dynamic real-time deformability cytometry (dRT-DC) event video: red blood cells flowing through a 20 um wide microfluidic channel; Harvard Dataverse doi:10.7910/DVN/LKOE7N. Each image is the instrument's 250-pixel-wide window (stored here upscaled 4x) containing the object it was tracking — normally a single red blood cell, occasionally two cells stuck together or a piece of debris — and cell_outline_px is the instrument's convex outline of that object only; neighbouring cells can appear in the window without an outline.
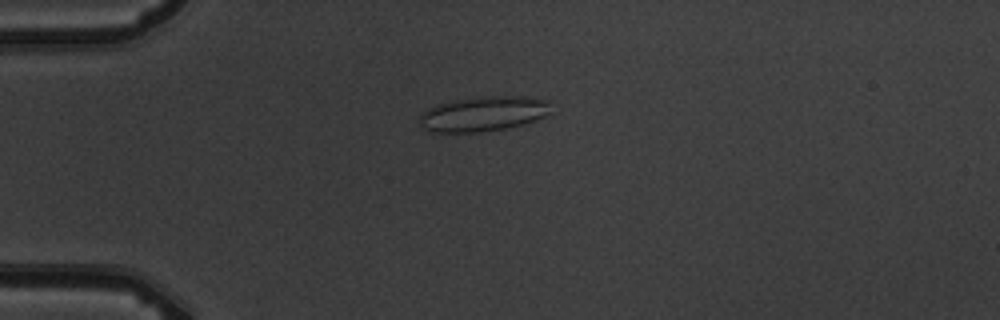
{"species": "common noctule bat (a hibernating species)", "species_latin": "Nyctalus noctula", "temperature_condition": "warm", "stored_images_in_passage": 7, "camera_frame_rate_fps": 3000, "um_per_image_px": 0.085, "animal": {"sex": "male", "body_mass_g": 19.5, "forearm_length_mm": 54.6}, "frame": {"image": 1, "passage_image": 1, "time_ms": 0.0, "image_size_px": [1000, 320], "cell_outline_px": [[552, 100], [548, 112], [544, 116], [536, 120], [524, 124], [504, 128], [480, 132], [432, 132], [424, 128], [420, 124], [420, 116], [428, 108], [436, 104], [448, 100], [480, 96], [528, 96]], "centroid_in_image_um": [41.1, 9.65], "position_along_channel_um": 43.9, "area_um2": 27.05}}
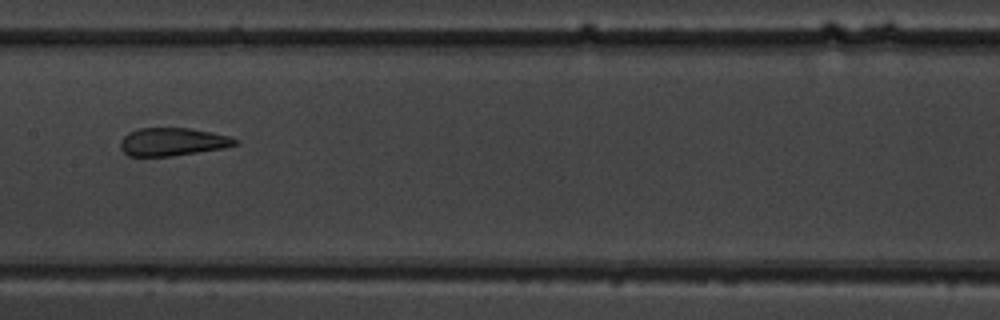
{"frame": {"image": 2, "passage_image": 5, "time_ms": 4.667, "image_size_px": [1000, 320], "cell_outline_px": [[240, 144], [224, 148], [172, 156], [128, 156], [120, 148], [120, 140], [128, 132], [140, 128], [188, 128], [212, 132], [228, 136], [240, 140]], "centroid_in_image_um": [14.68, 12.05], "position_along_channel_um": 192.7, "area_um2": 18.84}}
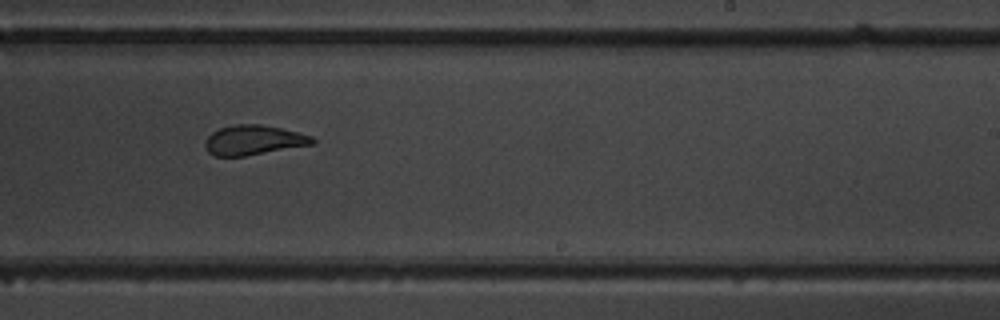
{"frame": {"image": 3, "passage_image": 7, "time_ms": 6.667, "image_size_px": [1000, 320], "cell_outline_px": [[316, 144], [244, 156], [212, 156], [208, 152], [204, 144], [208, 136], [212, 132], [220, 128], [236, 124], [260, 124], [280, 128], [312, 136], [316, 140]], "centroid_in_image_um": [21.56, 11.91], "position_along_channel_um": 267.4, "area_um2": 18.61}}